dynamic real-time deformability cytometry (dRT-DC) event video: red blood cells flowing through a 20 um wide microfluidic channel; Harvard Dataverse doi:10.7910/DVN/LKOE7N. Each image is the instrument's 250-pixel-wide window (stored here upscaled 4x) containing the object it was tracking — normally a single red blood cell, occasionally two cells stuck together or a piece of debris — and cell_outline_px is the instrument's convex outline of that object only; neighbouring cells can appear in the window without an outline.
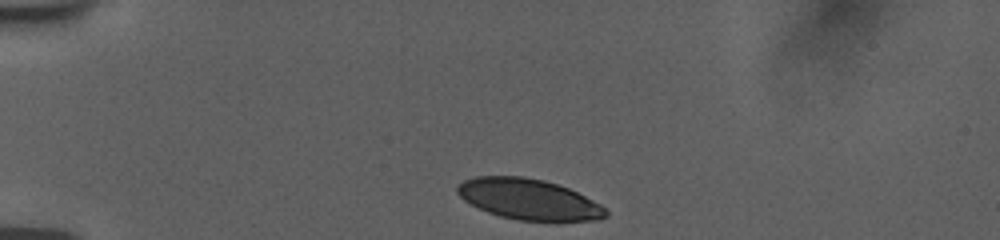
{"species": "human", "species_latin": "Homo sapiens", "temperature_condition": "room temperature", "stored_images_in_passage": 37, "camera_frame_rate_fps": 3000, "um_per_image_px": 0.085, "donor": {"sex": "female"}, "frame": {"image": 1, "passage_image": 1, "time_ms": 0.0, "image_size_px": [1000, 240], "cell_outline_px": [[608, 216], [600, 220], [516, 220], [500, 216], [488, 212], [464, 200], [456, 192], [456, 188], [464, 180], [476, 176], [524, 176], [544, 180], [568, 188], [600, 204], [608, 212]], "centroid_in_image_um": [44.93, 16.93], "position_along_channel_um": 40.1, "area_um2": 34.85}}
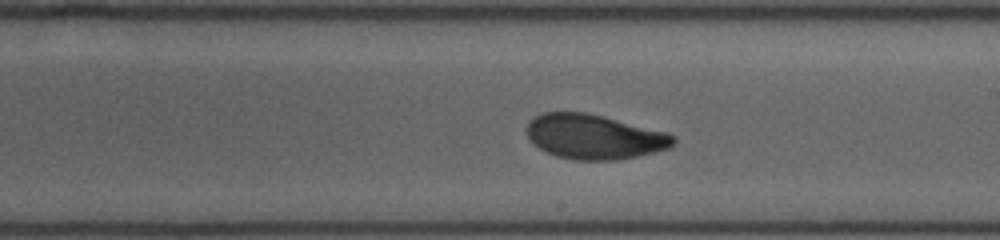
{"frame": {"image": 2, "passage_image": 21, "time_ms": 6.667, "image_size_px": [1000, 240], "cell_outline_px": [[676, 140], [668, 148], [636, 156], [616, 160], [576, 160], [556, 156], [532, 144], [528, 140], [528, 124], [536, 116], [544, 112], [588, 112], [668, 132], [676, 136]], "centroid_in_image_um": [50.52, 11.61], "position_along_channel_um": 238.5, "area_um2": 38.09}}
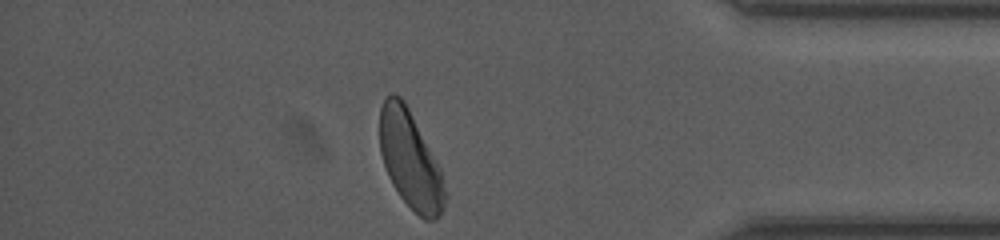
{"frame": {"image": 3, "passage_image": 36, "time_ms": 11.667, "image_size_px": [1000, 240], "cell_outline_px": [[448, 196], [444, 208], [440, 216], [436, 220], [424, 220], [400, 196], [392, 184], [388, 176], [380, 152], [380, 108], [384, 100], [392, 92], [400, 96], [404, 100], [436, 160], [440, 168]], "centroid_in_image_um": [34.89, 13.62], "position_along_channel_um": 400.3, "area_um2": 36.93}, "authors_computed_cell_mechanics": {"area_um2": 38.2636, "velocity_mm_per_s": 3.7356, "shape_relaxation_time_tau1_ms": 4.2706, "shape_relaxation_time_tau2_ms": 1.3337, "deformation_change_tau1": 0.1439, "deformation_change_tau2": 0.0671}}